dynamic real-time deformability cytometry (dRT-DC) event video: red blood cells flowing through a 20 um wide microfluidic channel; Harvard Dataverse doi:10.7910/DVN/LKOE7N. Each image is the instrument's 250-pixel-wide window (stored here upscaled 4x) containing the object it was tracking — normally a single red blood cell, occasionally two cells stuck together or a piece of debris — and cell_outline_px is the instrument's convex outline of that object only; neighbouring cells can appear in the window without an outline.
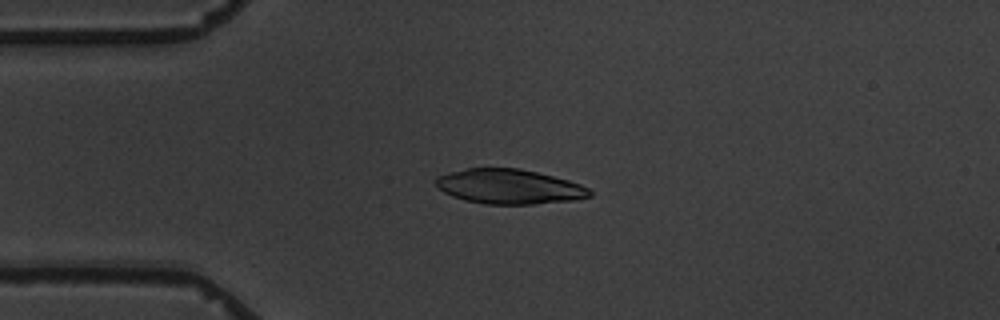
{"species": "common noctule bat (a hibernating species)", "species_latin": "Nyctalus noctula", "temperature_condition": "warm", "stored_images_in_passage": 4, "camera_frame_rate_fps": 3000, "um_per_image_px": 0.085, "animal": {"sex": "male", "body_mass_g": 19.5, "forearm_length_mm": 54.6}, "frame": {"image": 1, "passage_image": 3, "time_ms": 2.333, "image_size_px": [1000, 320], "cell_outline_px": [[592, 196], [576, 200], [532, 204], [484, 204], [464, 200], [452, 196], [444, 192], [436, 184], [436, 176], [448, 172], [468, 168], [520, 168], [568, 180], [580, 184], [588, 188], [592, 192]], "centroid_in_image_um": [43.28, 15.86], "position_along_channel_um": 41.7, "area_um2": 31.15}}